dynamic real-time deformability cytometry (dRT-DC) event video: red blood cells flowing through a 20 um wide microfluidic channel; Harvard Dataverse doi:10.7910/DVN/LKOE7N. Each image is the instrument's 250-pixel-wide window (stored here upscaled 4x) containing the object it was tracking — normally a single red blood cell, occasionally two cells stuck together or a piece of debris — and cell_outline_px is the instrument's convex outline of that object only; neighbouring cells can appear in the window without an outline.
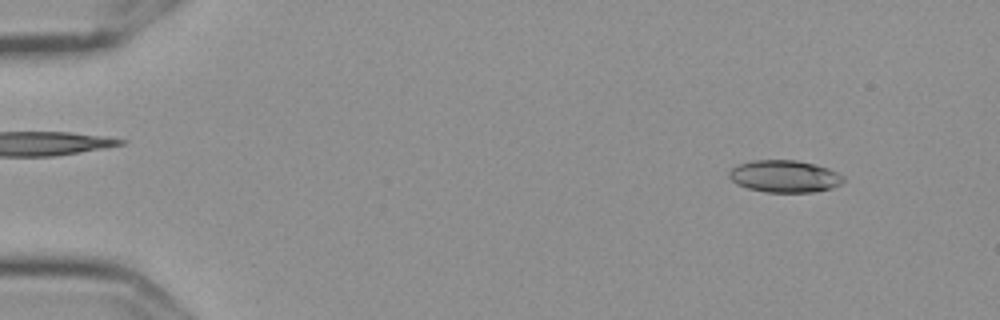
{"species": "Egyptian fruit bat (a non-hibernating species)", "species_latin": "Rousettus aegyptiacus", "temperature_condition": "cold", "stored_images_in_passage": 13, "camera_frame_rate_fps": 3000, "um_per_image_px": 0.085, "frame": {"image": 1, "passage_image": 6, "time_ms": 1.667, "image_size_px": [1000, 320], "cell_outline_px": [[844, 180], [840, 184], [832, 188], [812, 192], [764, 192], [748, 188], [736, 184], [728, 176], [728, 172], [732, 168], [740, 164], [752, 160], [796, 160], [828, 168], [844, 176]], "centroid_in_image_um": [66.67, 14.99], "position_along_channel_um": 18.3, "area_um2": 21.33}}